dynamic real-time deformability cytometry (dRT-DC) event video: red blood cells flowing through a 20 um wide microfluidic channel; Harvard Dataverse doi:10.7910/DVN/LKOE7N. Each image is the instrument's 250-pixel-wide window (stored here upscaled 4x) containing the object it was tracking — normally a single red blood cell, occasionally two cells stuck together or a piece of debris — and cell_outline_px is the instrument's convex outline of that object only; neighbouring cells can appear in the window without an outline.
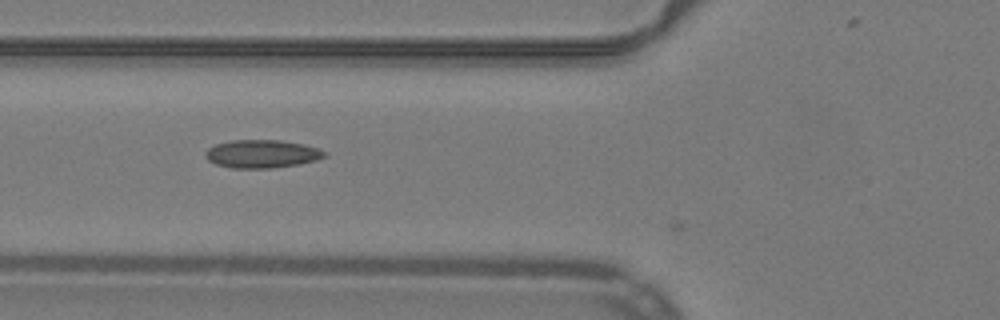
{"species": "common noctule bat (a hibernating species)", "species_latin": "Nyctalus noctula", "temperature_condition": "warm", "stored_images_in_passage": 5, "camera_frame_rate_fps": 3000, "um_per_image_px": 0.085, "animal": {"sex": "male", "body_mass_g": 19.2, "forearm_length_mm": 51.8}, "frame": {"image": 1, "passage_image": 3, "time_ms": 0.667, "image_size_px": [1000, 320], "cell_outline_px": [[328, 156], [316, 160], [300, 164], [272, 168], [232, 168], [216, 164], [208, 160], [204, 156], [208, 148], [216, 144], [232, 140], [280, 140], [304, 144], [320, 148], [328, 152]], "centroid_in_image_um": [22.31, 13.08], "position_along_channel_um": 103.5, "area_um2": 19.71}}